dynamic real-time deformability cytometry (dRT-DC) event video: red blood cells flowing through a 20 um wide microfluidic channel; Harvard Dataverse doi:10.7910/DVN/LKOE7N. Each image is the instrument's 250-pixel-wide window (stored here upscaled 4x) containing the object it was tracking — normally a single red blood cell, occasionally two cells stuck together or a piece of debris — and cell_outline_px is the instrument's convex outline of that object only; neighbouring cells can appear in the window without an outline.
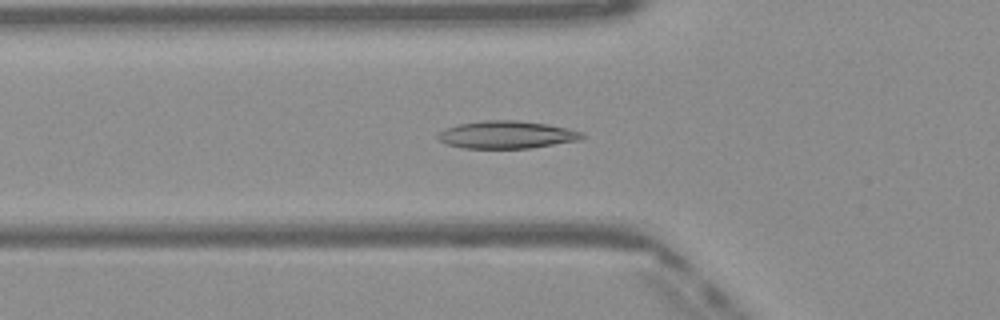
{"species": "Egyptian fruit bat (a non-hibernating species)", "species_latin": "Rousettus aegyptiacus", "temperature_condition": "warm", "stored_images_in_passage": 36, "camera_frame_rate_fps": 3000, "um_per_image_px": 0.085, "frame": {"image": 1, "passage_image": 7, "time_ms": 2.0, "image_size_px": [1000, 320], "cell_outline_px": [[584, 136], [580, 140], [528, 148], [464, 148], [448, 144], [440, 140], [436, 136], [444, 128], [456, 124], [484, 120], [516, 120], [548, 124], [568, 128], [584, 132]], "centroid_in_image_um": [43.07, 11.44], "position_along_channel_um": 82.7, "area_um2": 23.18}}
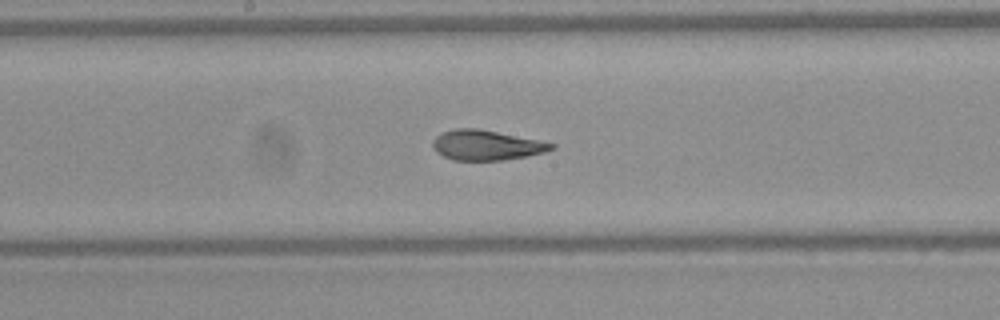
{"frame": {"image": 2, "passage_image": 16, "time_ms": 5.0, "image_size_px": [1000, 320], "cell_outline_px": [[556, 148], [544, 152], [528, 156], [504, 160], [452, 160], [436, 152], [432, 148], [432, 140], [440, 132], [456, 128], [476, 128], [556, 144]], "centroid_in_image_um": [41.29, 12.34], "position_along_channel_um": 206.9, "area_um2": 20.69}}
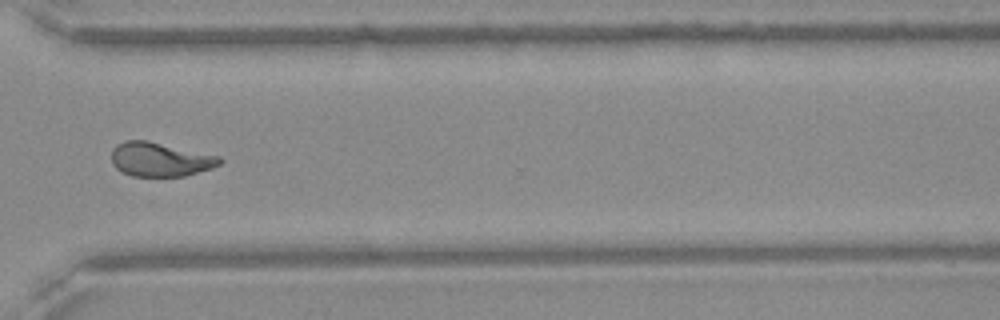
{"frame": {"image": 3, "passage_image": 27, "time_ms": 8.667, "image_size_px": [1000, 320], "cell_outline_px": [[224, 160], [220, 164], [212, 168], [184, 176], [132, 176], [116, 168], [112, 164], [112, 148], [116, 144], [124, 140], [148, 140], [220, 156]], "centroid_in_image_um": [13.61, 13.54], "position_along_channel_um": 357.0, "area_um2": 21.62}, "authors_computed_cell_mechanics": {"area_um2": 21.2126, "velocity_mm_per_s": 4.0985, "shape_relaxation_time_tau1_ms": 6.6689, "shape_relaxation_time_tau2_ms": 0.9736, "deformation_change_tau1": 0.2174, "deformation_change_tau2": 0.0673}}